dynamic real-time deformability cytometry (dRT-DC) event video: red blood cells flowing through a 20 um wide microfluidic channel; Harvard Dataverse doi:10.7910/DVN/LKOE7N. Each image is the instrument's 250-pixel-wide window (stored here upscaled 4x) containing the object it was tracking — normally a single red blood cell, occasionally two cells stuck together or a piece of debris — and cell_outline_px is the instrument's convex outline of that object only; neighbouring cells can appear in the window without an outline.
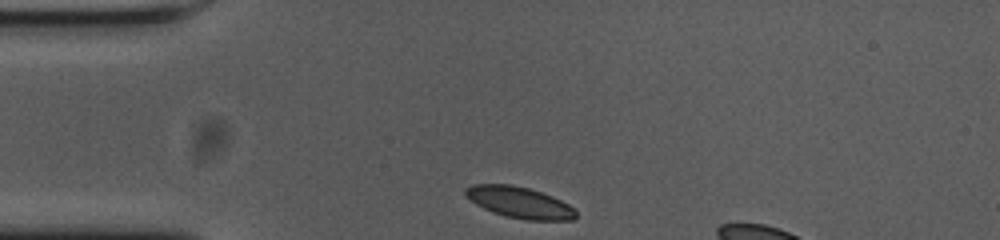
{"species": "common noctule bat (a hibernating species)", "species_latin": "Nyctalus noctula", "temperature_condition": "cold", "stored_images_in_passage": 32, "camera_frame_rate_fps": 3000, "um_per_image_px": 0.085, "animal": {"sex": "female", "body_mass_g": 23.0, "forearm_length_mm": 53.4}, "frame": {"image": 1, "passage_image": 1, "time_ms": 0.0, "image_size_px": [1000, 240], "cell_outline_px": [[576, 216], [572, 220], [528, 220], [504, 216], [492, 212], [476, 204], [464, 196], [464, 188], [472, 184], [512, 184], [528, 188], [552, 196], [576, 208]], "centroid_in_image_um": [44.13, 17.2], "position_along_channel_um": 40.9, "area_um2": 20.23}}
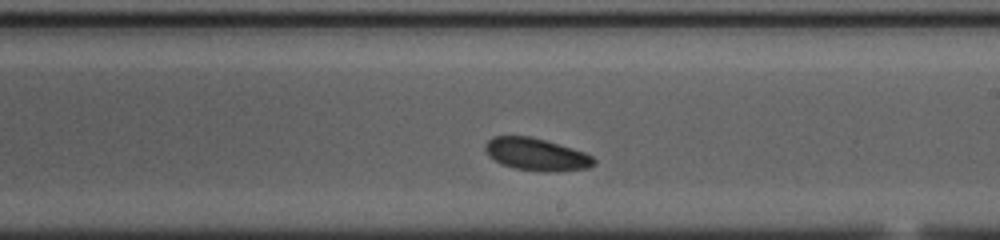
{"frame": {"image": 2, "passage_image": 20, "time_ms": 6.333, "image_size_px": [1000, 240], "cell_outline_px": [[596, 164], [588, 168], [552, 172], [540, 172], [516, 168], [500, 164], [488, 156], [484, 148], [484, 144], [492, 136], [528, 136], [544, 140], [572, 148], [584, 152], [592, 156], [596, 160]], "centroid_in_image_um": [45.57, 13.13], "position_along_channel_um": 243.4, "area_um2": 20.63}}
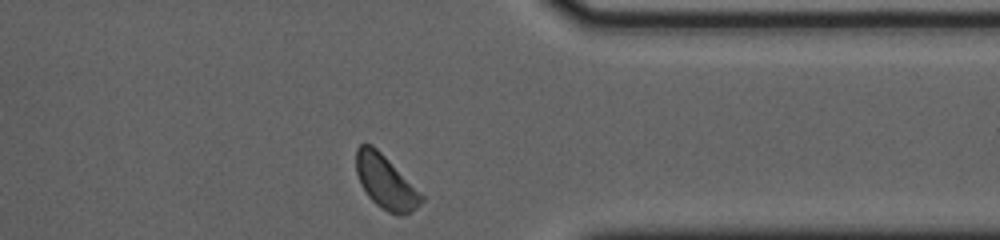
{"frame": {"image": 3, "passage_image": 32, "time_ms": 10.333, "image_size_px": [1000, 240], "cell_outline_px": [[424, 200], [412, 212], [404, 216], [396, 216], [380, 208], [368, 196], [360, 184], [356, 172], [356, 148], [360, 144], [372, 144], [424, 196]], "centroid_in_image_um": [32.77, 15.51], "position_along_channel_um": 378.6, "area_um2": 20.29}, "authors_computed_cell_mechanics": {"area_um2": 20.3745, "velocity_mm_per_s": 3.6004, "shape_relaxation_time_tau1_ms": null, "shape_relaxation_time_tau2_ms": 5.6307, "deformation_change_tau1": null, "deformation_change_tau2": 0.0575}}